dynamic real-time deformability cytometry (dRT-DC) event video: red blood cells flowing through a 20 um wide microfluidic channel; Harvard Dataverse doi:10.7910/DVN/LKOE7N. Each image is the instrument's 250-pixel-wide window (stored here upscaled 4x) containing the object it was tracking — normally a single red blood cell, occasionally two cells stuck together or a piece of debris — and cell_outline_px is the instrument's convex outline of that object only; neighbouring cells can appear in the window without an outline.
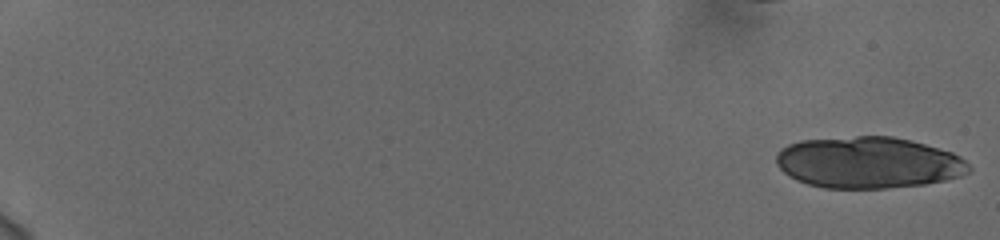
{"species": "human", "species_latin": "Homo sapiens", "temperature_condition": "cold", "stored_images_in_passage": 22, "camera_frame_rate_fps": 3000, "um_per_image_px": 0.085, "donor": {"sex": "female"}, "frame": {"image": 1, "passage_image": 1, "time_ms": 0.0, "image_size_px": [1000, 240], "cell_outline_px": [[972, 168], [968, 172], [960, 176], [944, 180], [924, 184], [884, 188], [824, 188], [808, 184], [796, 180], [784, 172], [776, 164], [776, 152], [780, 148], [788, 144], [800, 140], [856, 136], [892, 136], [912, 140], [952, 152], [960, 156]], "centroid_in_image_um": [73.79, 13.81], "position_along_channel_um": 11.2, "area_um2": 57.97}}